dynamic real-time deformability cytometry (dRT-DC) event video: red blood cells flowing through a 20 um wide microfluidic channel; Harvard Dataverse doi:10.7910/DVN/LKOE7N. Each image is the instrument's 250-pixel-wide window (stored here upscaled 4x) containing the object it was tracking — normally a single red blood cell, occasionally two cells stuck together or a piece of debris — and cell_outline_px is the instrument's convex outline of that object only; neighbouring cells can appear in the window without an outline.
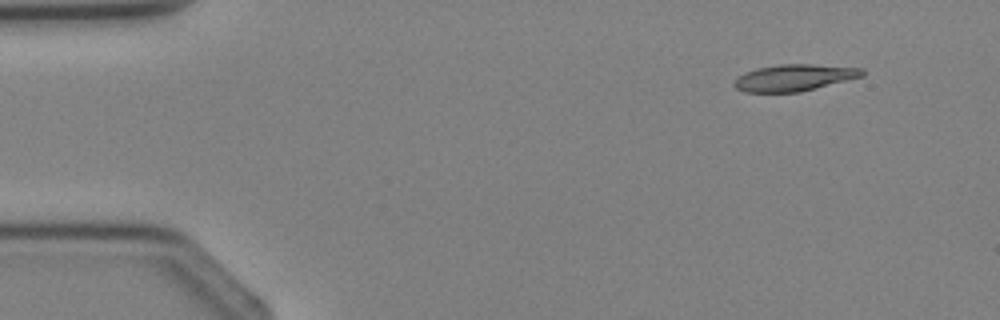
{"species": "Egyptian fruit bat (a non-hibernating species)", "species_latin": "Rousettus aegyptiacus", "temperature_condition": "cold", "stored_images_in_passage": 3, "camera_frame_rate_fps": 3000, "um_per_image_px": 0.085, "animal": {"sex": "female"}, "frame": {"image": 1, "passage_image": 1, "time_ms": 0.0, "image_size_px": [1000, 320], "cell_outline_px": [[864, 76], [800, 92], [744, 92], [736, 88], [732, 84], [744, 72], [756, 68], [780, 64], [812, 64], [864, 68]], "centroid_in_image_um": [67.52, 6.6], "position_along_channel_um": 17.5, "area_um2": 19.88}}
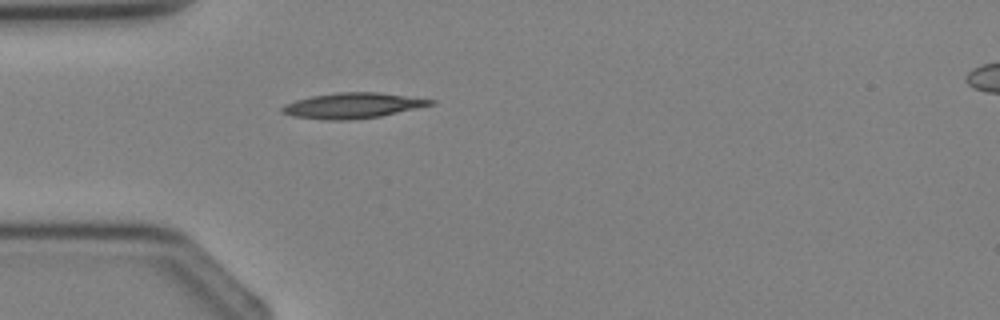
{"frame": {"image": 2, "passage_image": 3, "time_ms": 2.333, "image_size_px": [1000, 320], "cell_outline_px": [[436, 104], [380, 116], [348, 120], [324, 120], [292, 116], [280, 112], [280, 108], [284, 104], [296, 100], [312, 96], [336, 92], [376, 92], [436, 100]], "centroid_in_image_um": [29.94, 8.97], "position_along_channel_um": 55.1, "area_um2": 22.02}}